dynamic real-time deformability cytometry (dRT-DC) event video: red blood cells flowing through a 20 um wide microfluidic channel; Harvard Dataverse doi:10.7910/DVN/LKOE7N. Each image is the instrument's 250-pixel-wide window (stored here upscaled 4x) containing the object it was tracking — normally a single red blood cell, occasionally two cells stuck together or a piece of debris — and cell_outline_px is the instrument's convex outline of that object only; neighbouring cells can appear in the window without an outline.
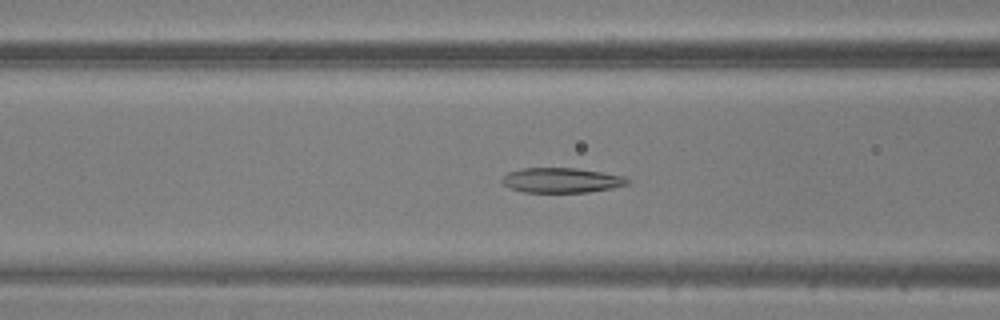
{"species": "common noctule bat (a hibernating species)", "species_latin": "Nyctalus noctula", "temperature_condition": "warm", "stored_images_in_passage": 47, "camera_frame_rate_fps": 3000, "um_per_image_px": 0.085, "animal": {"sex": "male", "body_mass_g": 20.5, "forearm_length_mm": 52.5}, "frame": {"image": 1, "passage_image": 18, "time_ms": 5.667, "image_size_px": [1000, 320], "cell_outline_px": [[632, 180], [628, 184], [612, 188], [588, 192], [524, 192], [508, 188], [500, 180], [508, 172], [524, 168], [576, 168], [624, 176]], "centroid_in_image_um": [47.73, 15.32], "position_along_channel_um": 118.9, "area_um2": 18.21}}
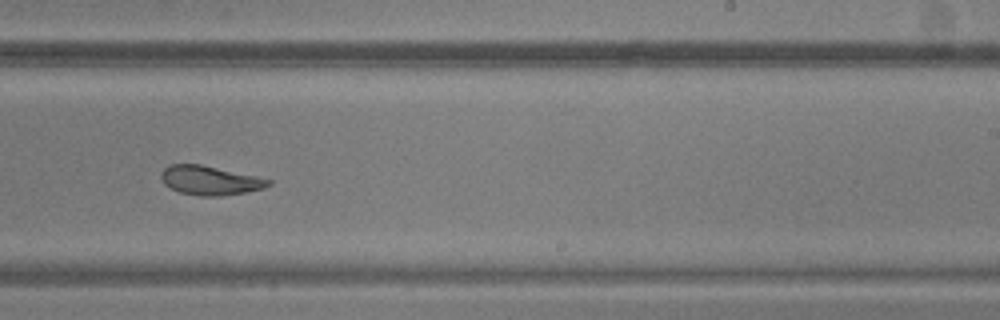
{"frame": {"image": 2, "passage_image": 29, "time_ms": 9.333, "image_size_px": [1000, 320], "cell_outline_px": [[272, 184], [264, 188], [244, 192], [220, 196], [200, 196], [180, 192], [164, 184], [160, 176], [160, 172], [168, 164], [200, 164], [256, 176], [272, 180]], "centroid_in_image_um": [17.83, 15.33], "position_along_channel_um": 271.2, "area_um2": 18.15}}
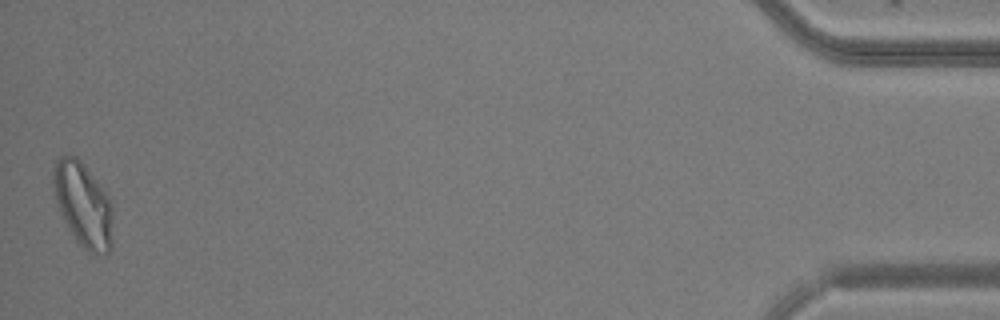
{"frame": {"image": 3, "passage_image": 47, "time_ms": 15.333, "image_size_px": [1000, 320], "cell_outline_px": [[112, 248], [108, 252], [96, 256], [88, 252], [76, 240], [68, 228], [60, 212], [56, 200], [52, 180], [52, 172], [56, 160], [60, 156], [68, 152], [76, 156], [84, 164], [108, 196], [112, 204]], "centroid_in_image_um": [7.06, 17.39], "position_along_channel_um": 428.1, "area_um2": 29.54}}